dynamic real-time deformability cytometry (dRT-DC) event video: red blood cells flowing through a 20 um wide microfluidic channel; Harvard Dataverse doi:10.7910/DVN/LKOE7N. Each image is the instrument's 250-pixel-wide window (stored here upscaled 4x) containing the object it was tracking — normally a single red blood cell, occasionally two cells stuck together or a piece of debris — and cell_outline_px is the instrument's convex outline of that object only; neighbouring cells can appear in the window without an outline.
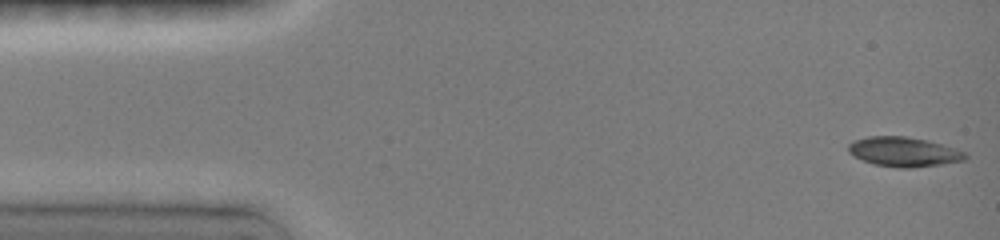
{"species": "common noctule bat (a hibernating species)", "species_latin": "Nyctalus noctula", "temperature_condition": "room temperature", "stored_images_in_passage": 47, "camera_frame_rate_fps": 3000, "um_per_image_px": 0.085, "animal": {"sex": "female", "body_mass_g": 19.0, "forearm_length_mm": 51.5}, "frame": {"image": 1, "passage_image": 1, "time_ms": 0.0, "image_size_px": [1000, 240], "cell_outline_px": [[968, 156], [964, 160], [940, 164], [912, 168], [896, 168], [872, 164], [848, 152], [848, 144], [852, 140], [868, 136], [908, 136], [928, 140], [956, 148], [964, 152]], "centroid_in_image_um": [76.81, 12.89], "position_along_channel_um": 8.2, "area_um2": 20.29}}
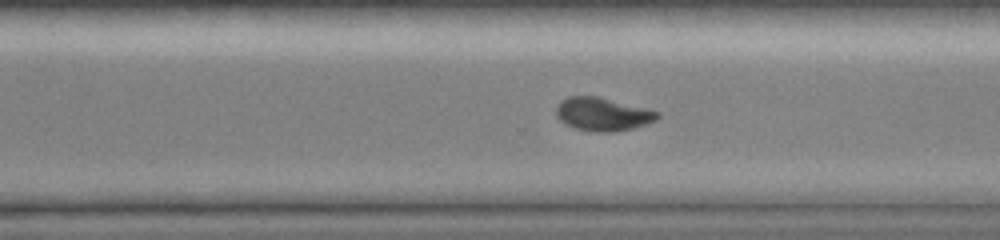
{"frame": {"image": 2, "passage_image": 33, "time_ms": 10.667, "image_size_px": [1000, 240], "cell_outline_px": [[660, 116], [656, 120], [632, 128], [612, 132], [596, 132], [576, 128], [564, 124], [556, 116], [556, 108], [560, 100], [568, 96], [596, 96], [648, 108], [660, 112]], "centroid_in_image_um": [51.22, 9.69], "position_along_channel_um": 319.4, "area_um2": 19.65}}
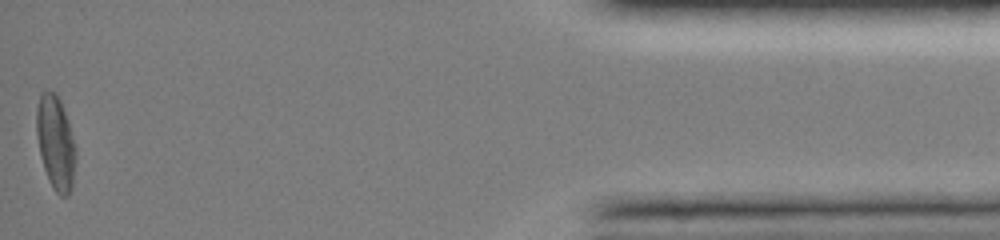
{"frame": {"image": 3, "passage_image": 47, "time_ms": 15.333, "image_size_px": [1000, 240], "cell_outline_px": [[76, 156], [72, 188], [68, 196], [60, 196], [52, 188], [48, 180], [40, 156], [36, 136], [36, 108], [40, 92], [56, 92], [60, 100], [76, 148]], "centroid_in_image_um": [4.71, 12.16], "position_along_channel_um": 430.5, "area_um2": 21.56}, "authors_computed_cell_mechanics": {"area_um2": 19.9988, "velocity_mm_per_s": 4.0132, "shape_relaxation_time_tau1_ms": 7.6486, "shape_relaxation_time_tau2_ms": null, "deformation_change_tau1": 0.2227, "deformation_change_tau2": null}}